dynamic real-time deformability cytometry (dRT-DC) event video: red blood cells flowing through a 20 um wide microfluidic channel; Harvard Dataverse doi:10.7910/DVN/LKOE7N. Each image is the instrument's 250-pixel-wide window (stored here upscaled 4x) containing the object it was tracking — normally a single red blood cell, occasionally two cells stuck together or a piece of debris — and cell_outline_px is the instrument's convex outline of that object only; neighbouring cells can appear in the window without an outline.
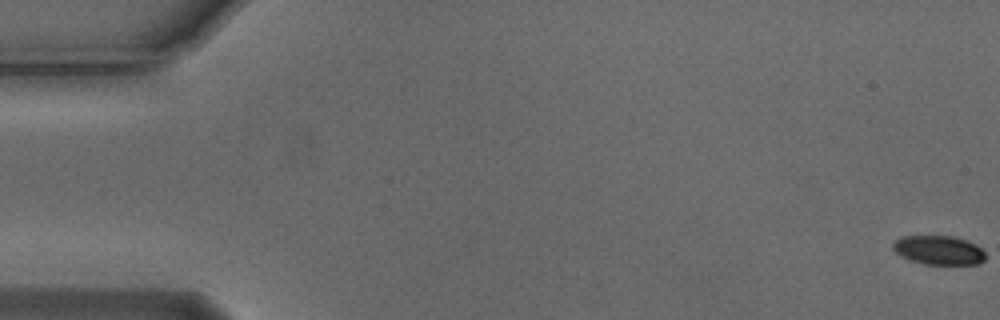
{"species": "Egyptian fruit bat (a non-hibernating species)", "species_latin": "Rousettus aegyptiacus", "temperature_condition": "cold", "stored_images_in_passage": 23, "camera_frame_rate_fps": 3000, "um_per_image_px": 0.085, "animal": {"sex": "male"}, "frame": {"image": 1, "passage_image": 1, "time_ms": 0.0, "image_size_px": [1000, 320], "cell_outline_px": [[984, 260], [980, 264], [924, 264], [908, 260], [900, 256], [892, 248], [892, 244], [896, 240], [904, 236], [952, 236], [968, 240], [976, 244], [984, 252]], "centroid_in_image_um": [79.78, 21.26], "position_along_channel_um": 5.2, "area_um2": 15.72}}
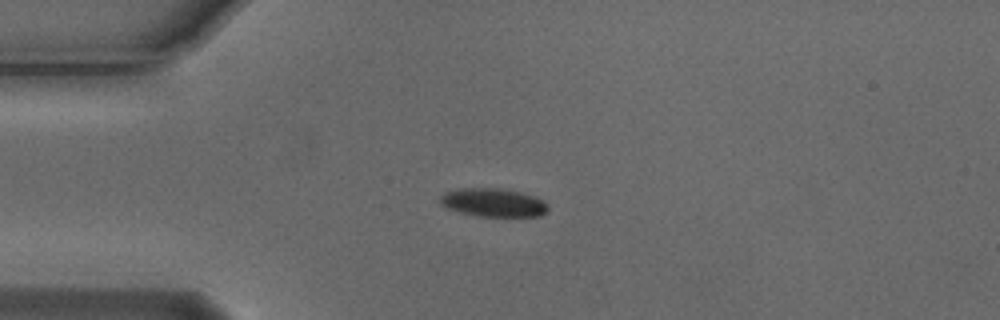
{"frame": {"image": 2, "passage_image": 15, "time_ms": 4.667, "image_size_px": [1000, 320], "cell_outline_px": [[548, 208], [540, 216], [480, 216], [460, 212], [444, 208], [440, 204], [440, 196], [444, 192], [456, 188], [500, 188], [520, 192], [544, 200], [548, 204]], "centroid_in_image_um": [41.87, 17.21], "position_along_channel_um": 43.1, "area_um2": 17.92}}